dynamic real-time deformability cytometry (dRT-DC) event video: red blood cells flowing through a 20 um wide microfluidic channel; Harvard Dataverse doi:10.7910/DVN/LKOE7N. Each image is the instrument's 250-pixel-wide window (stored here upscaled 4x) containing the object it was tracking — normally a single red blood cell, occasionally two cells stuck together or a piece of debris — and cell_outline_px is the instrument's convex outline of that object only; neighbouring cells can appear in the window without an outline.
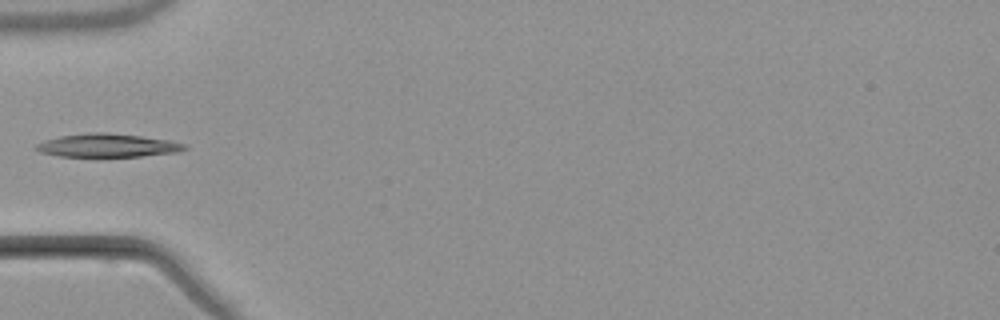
{"species": "common noctule bat (a hibernating species)", "species_latin": "Nyctalus noctula", "temperature_condition": "warm", "stored_images_in_passage": 3, "camera_frame_rate_fps": 3000, "um_per_image_px": 0.085, "animal": {"sex": "male", "body_mass_g": 21.5, "forearm_length_mm": 52.0}, "frame": {"image": 1, "passage_image": 3, "time_ms": 2.333, "image_size_px": [1000, 320], "cell_outline_px": [[188, 148], [176, 152], [140, 156], [60, 156], [40, 152], [36, 148], [36, 144], [44, 140], [60, 136], [88, 132], [108, 132], [172, 140], [188, 144]], "centroid_in_image_um": [9.18, 12.35], "position_along_channel_um": 75.8, "area_um2": 20.17}}